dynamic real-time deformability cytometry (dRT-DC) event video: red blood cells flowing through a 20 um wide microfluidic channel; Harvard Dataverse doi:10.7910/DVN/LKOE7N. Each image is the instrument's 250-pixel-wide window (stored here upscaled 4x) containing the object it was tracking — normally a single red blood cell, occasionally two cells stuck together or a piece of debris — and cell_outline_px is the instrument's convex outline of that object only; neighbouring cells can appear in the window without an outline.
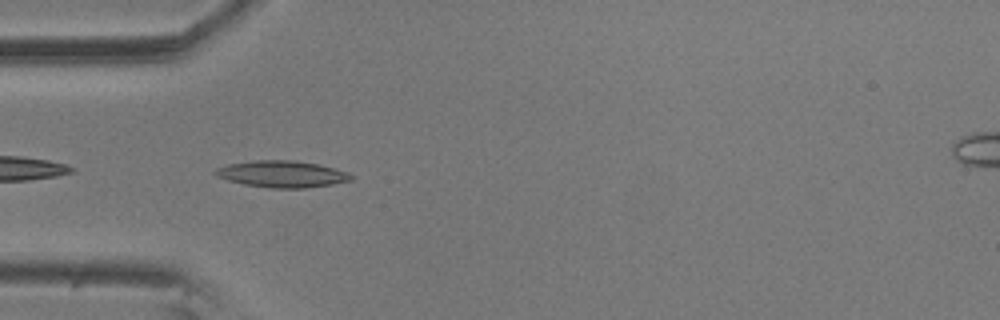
{"species": "common noctule bat (a hibernating species)", "species_latin": "Nyctalus noctula", "temperature_condition": "room temperature", "stored_images_in_passage": 42, "camera_frame_rate_fps": 3000, "um_per_image_px": 0.085, "animal": {"sex": "male", "body_mass_g": 20.5, "forearm_length_mm": 52.5}, "frame": {"image": 1, "passage_image": 2, "time_ms": 0.333, "image_size_px": [1000, 320], "cell_outline_px": [[352, 180], [332, 184], [304, 188], [268, 188], [244, 184], [228, 180], [216, 176], [212, 172], [216, 168], [228, 164], [256, 160], [296, 160], [320, 164], [336, 168], [348, 172], [352, 176]], "centroid_in_image_um": [23.97, 14.79], "position_along_channel_um": 61.0, "area_um2": 21.21}}
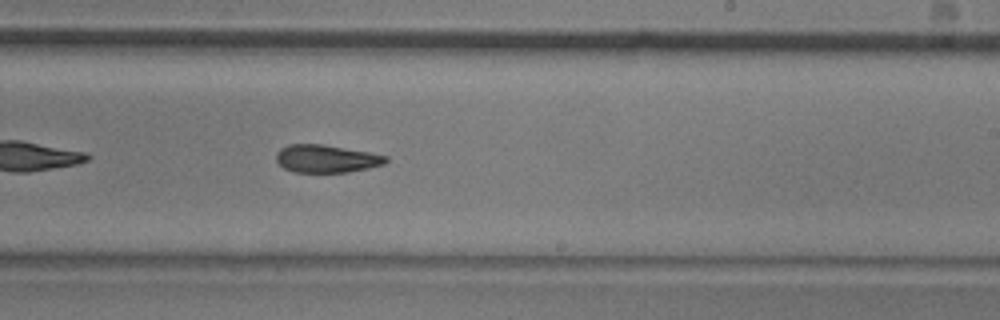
{"frame": {"image": 2, "passage_image": 19, "time_ms": 6.0, "image_size_px": [1000, 320], "cell_outline_px": [[388, 160], [384, 164], [368, 168], [348, 172], [292, 172], [284, 168], [276, 160], [276, 152], [280, 148], [288, 144], [320, 144], [368, 152], [388, 156]], "centroid_in_image_um": [27.71, 13.49], "position_along_channel_um": 261.3, "area_um2": 17.69}}
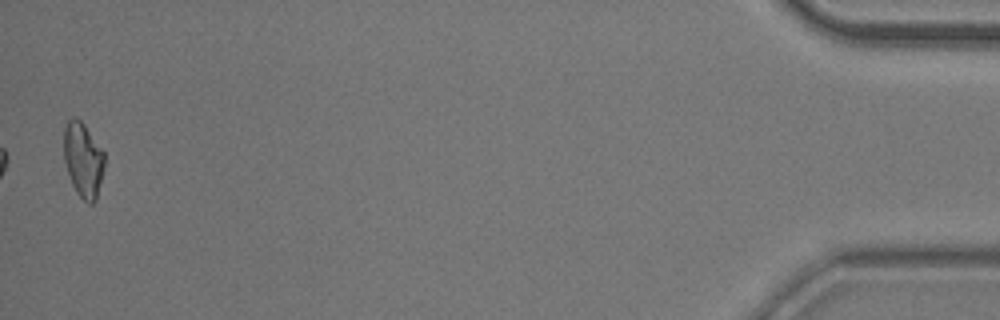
{"frame": {"image": 3, "passage_image": 41, "time_ms": 13.333, "image_size_px": [1000, 320], "cell_outline_px": [[104, 168], [96, 200], [92, 204], [88, 204], [76, 192], [72, 184], [64, 160], [64, 128], [68, 120], [72, 116], [76, 116], [84, 124], [104, 152]], "centroid_in_image_um": [7.06, 13.57], "position_along_channel_um": 428.1, "area_um2": 17.69}, "authors_computed_cell_mechanics": {"area_um2": 18.2937, "velocity_mm_per_s": 3.5515, "shape_relaxation_time_tau1_ms": 9.2459, "shape_relaxation_time_tau2_ms": 5.9237, "deformation_change_tau1": 0.2019, "deformation_change_tau2": 0.1508}}